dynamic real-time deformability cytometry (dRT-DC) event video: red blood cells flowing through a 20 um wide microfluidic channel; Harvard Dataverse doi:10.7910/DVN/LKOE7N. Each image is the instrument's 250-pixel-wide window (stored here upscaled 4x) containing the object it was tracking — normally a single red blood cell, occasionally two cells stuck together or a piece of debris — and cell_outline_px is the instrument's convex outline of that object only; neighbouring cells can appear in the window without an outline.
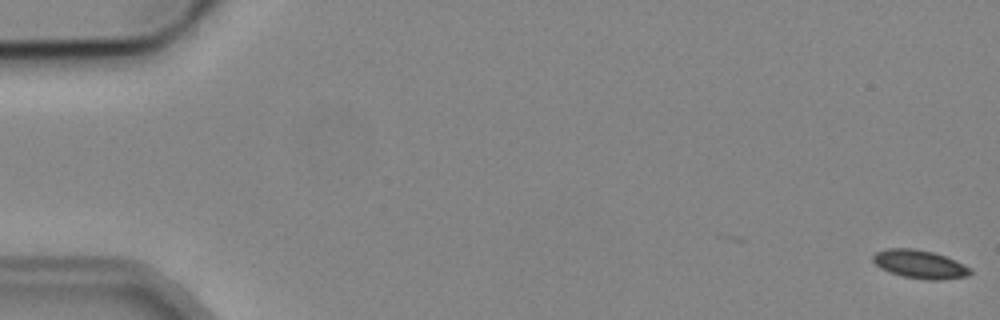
{"species": "common noctule bat (a hibernating species)", "species_latin": "Nyctalus noctula", "temperature_condition": "cold", "stored_images_in_passage": 5, "camera_frame_rate_fps": 3000, "um_per_image_px": 0.085, "animal": {"sex": "male", "body_mass_g": 19.2, "forearm_length_mm": 51.8}, "frame": {"image": 1, "passage_image": 1, "time_ms": 0.0, "image_size_px": [1000, 320], "cell_outline_px": [[972, 272], [968, 276], [940, 280], [928, 280], [904, 276], [880, 268], [872, 260], [872, 256], [876, 252], [888, 248], [912, 248], [932, 252], [944, 256], [972, 268]], "centroid_in_image_um": [78.19, 22.46], "position_along_channel_um": 6.8, "area_um2": 15.9}}